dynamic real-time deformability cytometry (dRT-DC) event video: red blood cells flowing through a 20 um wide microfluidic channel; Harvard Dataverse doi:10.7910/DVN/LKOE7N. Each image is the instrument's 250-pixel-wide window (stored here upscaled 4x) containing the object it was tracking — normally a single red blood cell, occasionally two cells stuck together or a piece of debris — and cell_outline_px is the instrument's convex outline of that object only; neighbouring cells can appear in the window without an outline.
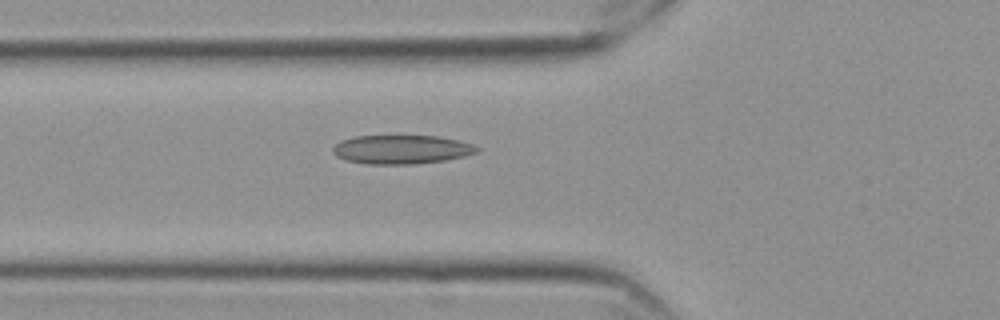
{"species": "Egyptian fruit bat (a non-hibernating species)", "species_latin": "Rousettus aegyptiacus", "temperature_condition": "cold", "stored_images_in_passage": 41, "camera_frame_rate_fps": 3000, "um_per_image_px": 0.085, "frame": {"image": 1, "passage_image": 5, "time_ms": 1.333, "image_size_px": [1000, 320], "cell_outline_px": [[480, 148], [476, 152], [464, 156], [444, 160], [412, 164], [364, 164], [344, 160], [336, 156], [332, 152], [332, 148], [340, 140], [356, 136], [436, 136], [456, 140], [472, 144]], "centroid_in_image_um": [34.06, 12.71], "position_along_channel_um": 91.7, "area_um2": 24.16}}
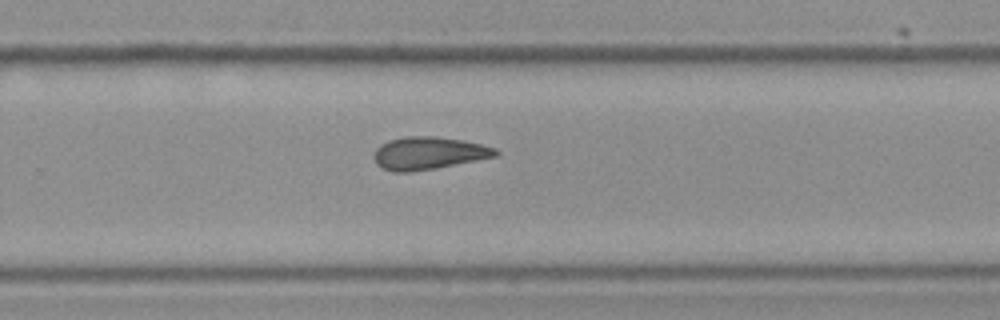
{"frame": {"image": 2, "passage_image": 22, "time_ms": 7.0, "image_size_px": [1000, 320], "cell_outline_px": [[500, 152], [496, 156], [436, 168], [408, 172], [392, 172], [376, 164], [372, 156], [376, 148], [380, 144], [388, 140], [404, 136], [436, 136], [460, 140], [480, 144], [496, 148]], "centroid_in_image_um": [36.38, 13.01], "position_along_channel_um": 293.4, "area_um2": 23.12}}
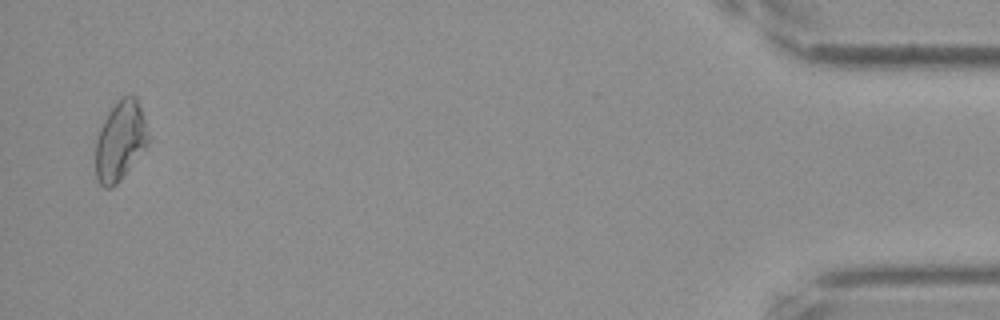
{"frame": {"image": 3, "passage_image": 40, "time_ms": 13.0, "image_size_px": [1000, 320], "cell_outline_px": [[148, 144], [120, 180], [112, 188], [104, 188], [96, 180], [96, 140], [100, 128], [108, 112], [116, 100], [124, 96], [136, 96], [140, 104], [148, 136]], "centroid_in_image_um": [10.2, 11.97], "position_along_channel_um": 425.0, "area_um2": 24.16}, "authors_computed_cell_mechanics": {"area_um2": 22.8888, "velocity_mm_per_s": 3.5519, "shape_relaxation_time_tau1_ms": null, "shape_relaxation_time_tau2_ms": 8.0867, "deformation_change_tau1": null, "deformation_change_tau2": 0.1674}}